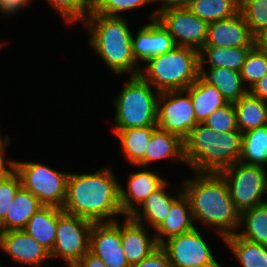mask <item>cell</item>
Returning a JSON list of instances; mask_svg holds the SVG:
<instances>
[{"instance_id":"1","label":"cell","mask_w":267,"mask_h":267,"mask_svg":"<svg viewBox=\"0 0 267 267\" xmlns=\"http://www.w3.org/2000/svg\"><path fill=\"white\" fill-rule=\"evenodd\" d=\"M112 170L107 166L93 173H69L63 212L93 223L113 222L119 214L126 217L120 205V183Z\"/></svg>"},{"instance_id":"2","label":"cell","mask_w":267,"mask_h":267,"mask_svg":"<svg viewBox=\"0 0 267 267\" xmlns=\"http://www.w3.org/2000/svg\"><path fill=\"white\" fill-rule=\"evenodd\" d=\"M193 179L180 184L188 198L193 221L215 227L218 235L225 237L238 232L241 213L233 203L228 185L220 173L194 172Z\"/></svg>"},{"instance_id":"3","label":"cell","mask_w":267,"mask_h":267,"mask_svg":"<svg viewBox=\"0 0 267 267\" xmlns=\"http://www.w3.org/2000/svg\"><path fill=\"white\" fill-rule=\"evenodd\" d=\"M88 32V44L116 75H139L140 67L132 51V32L125 16L112 17L89 13L82 22Z\"/></svg>"},{"instance_id":"4","label":"cell","mask_w":267,"mask_h":267,"mask_svg":"<svg viewBox=\"0 0 267 267\" xmlns=\"http://www.w3.org/2000/svg\"><path fill=\"white\" fill-rule=\"evenodd\" d=\"M186 165L194 172L220 173L239 161L242 133L216 132L198 123L183 140Z\"/></svg>"},{"instance_id":"5","label":"cell","mask_w":267,"mask_h":267,"mask_svg":"<svg viewBox=\"0 0 267 267\" xmlns=\"http://www.w3.org/2000/svg\"><path fill=\"white\" fill-rule=\"evenodd\" d=\"M146 63L139 75L159 93L186 90L199 77V51L190 47L175 46Z\"/></svg>"},{"instance_id":"6","label":"cell","mask_w":267,"mask_h":267,"mask_svg":"<svg viewBox=\"0 0 267 267\" xmlns=\"http://www.w3.org/2000/svg\"><path fill=\"white\" fill-rule=\"evenodd\" d=\"M113 100L115 107L113 130L157 126L160 93L140 75L130 76Z\"/></svg>"},{"instance_id":"7","label":"cell","mask_w":267,"mask_h":267,"mask_svg":"<svg viewBox=\"0 0 267 267\" xmlns=\"http://www.w3.org/2000/svg\"><path fill=\"white\" fill-rule=\"evenodd\" d=\"M14 167L20 177L21 186L44 206L63 207L69 172H59L47 165L30 161L15 160Z\"/></svg>"},{"instance_id":"8","label":"cell","mask_w":267,"mask_h":267,"mask_svg":"<svg viewBox=\"0 0 267 267\" xmlns=\"http://www.w3.org/2000/svg\"><path fill=\"white\" fill-rule=\"evenodd\" d=\"M220 174L225 179L230 197L240 213L264 204L266 167L248 165L238 161Z\"/></svg>"},{"instance_id":"9","label":"cell","mask_w":267,"mask_h":267,"mask_svg":"<svg viewBox=\"0 0 267 267\" xmlns=\"http://www.w3.org/2000/svg\"><path fill=\"white\" fill-rule=\"evenodd\" d=\"M92 227L93 222L64 212L58 218L50 259L60 257L69 267H73L90 250Z\"/></svg>"},{"instance_id":"10","label":"cell","mask_w":267,"mask_h":267,"mask_svg":"<svg viewBox=\"0 0 267 267\" xmlns=\"http://www.w3.org/2000/svg\"><path fill=\"white\" fill-rule=\"evenodd\" d=\"M197 124L192 99L186 90L160 93L157 110L159 129L184 140Z\"/></svg>"},{"instance_id":"11","label":"cell","mask_w":267,"mask_h":267,"mask_svg":"<svg viewBox=\"0 0 267 267\" xmlns=\"http://www.w3.org/2000/svg\"><path fill=\"white\" fill-rule=\"evenodd\" d=\"M202 236L195 227L164 241L160 247L166 252L171 267H222Z\"/></svg>"},{"instance_id":"12","label":"cell","mask_w":267,"mask_h":267,"mask_svg":"<svg viewBox=\"0 0 267 267\" xmlns=\"http://www.w3.org/2000/svg\"><path fill=\"white\" fill-rule=\"evenodd\" d=\"M156 19L170 33L176 46L200 51L205 45L209 24L193 14L189 8L167 9L159 13Z\"/></svg>"},{"instance_id":"13","label":"cell","mask_w":267,"mask_h":267,"mask_svg":"<svg viewBox=\"0 0 267 267\" xmlns=\"http://www.w3.org/2000/svg\"><path fill=\"white\" fill-rule=\"evenodd\" d=\"M90 251L108 267H130L122 249L121 223H93L90 233Z\"/></svg>"},{"instance_id":"14","label":"cell","mask_w":267,"mask_h":267,"mask_svg":"<svg viewBox=\"0 0 267 267\" xmlns=\"http://www.w3.org/2000/svg\"><path fill=\"white\" fill-rule=\"evenodd\" d=\"M0 251L17 264L42 267L50 260V252L24 230L6 231L0 241Z\"/></svg>"},{"instance_id":"15","label":"cell","mask_w":267,"mask_h":267,"mask_svg":"<svg viewBox=\"0 0 267 267\" xmlns=\"http://www.w3.org/2000/svg\"><path fill=\"white\" fill-rule=\"evenodd\" d=\"M258 42L241 13L238 12L228 19L210 23L204 46L232 48L255 46Z\"/></svg>"},{"instance_id":"16","label":"cell","mask_w":267,"mask_h":267,"mask_svg":"<svg viewBox=\"0 0 267 267\" xmlns=\"http://www.w3.org/2000/svg\"><path fill=\"white\" fill-rule=\"evenodd\" d=\"M132 51L136 63L147 62L153 56L171 51L176 44L170 33L157 20H150L132 35Z\"/></svg>"},{"instance_id":"17","label":"cell","mask_w":267,"mask_h":267,"mask_svg":"<svg viewBox=\"0 0 267 267\" xmlns=\"http://www.w3.org/2000/svg\"><path fill=\"white\" fill-rule=\"evenodd\" d=\"M133 172L127 179V189L120 184V205L125 216H130L142 202L167 180L145 167Z\"/></svg>"},{"instance_id":"18","label":"cell","mask_w":267,"mask_h":267,"mask_svg":"<svg viewBox=\"0 0 267 267\" xmlns=\"http://www.w3.org/2000/svg\"><path fill=\"white\" fill-rule=\"evenodd\" d=\"M121 225L122 249L129 265L150 256L160 245L156 237H150L149 228L126 216Z\"/></svg>"},{"instance_id":"19","label":"cell","mask_w":267,"mask_h":267,"mask_svg":"<svg viewBox=\"0 0 267 267\" xmlns=\"http://www.w3.org/2000/svg\"><path fill=\"white\" fill-rule=\"evenodd\" d=\"M166 181L159 189L151 193L129 217L134 221L148 226L156 230L165 220L172 203L183 193L182 187L177 189L176 196L166 193L169 186Z\"/></svg>"},{"instance_id":"20","label":"cell","mask_w":267,"mask_h":267,"mask_svg":"<svg viewBox=\"0 0 267 267\" xmlns=\"http://www.w3.org/2000/svg\"><path fill=\"white\" fill-rule=\"evenodd\" d=\"M194 221L188 198L182 193L171 205L167 217L154 231L159 245L171 237L193 230Z\"/></svg>"},{"instance_id":"21","label":"cell","mask_w":267,"mask_h":267,"mask_svg":"<svg viewBox=\"0 0 267 267\" xmlns=\"http://www.w3.org/2000/svg\"><path fill=\"white\" fill-rule=\"evenodd\" d=\"M174 158L186 165L183 140L175 134L159 129L153 131L144 159L137 165L149 168L153 161Z\"/></svg>"},{"instance_id":"22","label":"cell","mask_w":267,"mask_h":267,"mask_svg":"<svg viewBox=\"0 0 267 267\" xmlns=\"http://www.w3.org/2000/svg\"><path fill=\"white\" fill-rule=\"evenodd\" d=\"M205 68L200 66L199 76L208 84L218 88L227 102L234 103L249 92L243 85L240 72L226 67H207L208 70Z\"/></svg>"},{"instance_id":"23","label":"cell","mask_w":267,"mask_h":267,"mask_svg":"<svg viewBox=\"0 0 267 267\" xmlns=\"http://www.w3.org/2000/svg\"><path fill=\"white\" fill-rule=\"evenodd\" d=\"M63 213L62 208L44 206L29 219L23 230L51 252L55 243L58 218Z\"/></svg>"},{"instance_id":"24","label":"cell","mask_w":267,"mask_h":267,"mask_svg":"<svg viewBox=\"0 0 267 267\" xmlns=\"http://www.w3.org/2000/svg\"><path fill=\"white\" fill-rule=\"evenodd\" d=\"M186 91L192 99L197 123H204L211 113L228 103L218 88L208 84L200 76Z\"/></svg>"},{"instance_id":"25","label":"cell","mask_w":267,"mask_h":267,"mask_svg":"<svg viewBox=\"0 0 267 267\" xmlns=\"http://www.w3.org/2000/svg\"><path fill=\"white\" fill-rule=\"evenodd\" d=\"M44 205L22 186L16 192L3 219L6 231L23 230L29 219Z\"/></svg>"},{"instance_id":"26","label":"cell","mask_w":267,"mask_h":267,"mask_svg":"<svg viewBox=\"0 0 267 267\" xmlns=\"http://www.w3.org/2000/svg\"><path fill=\"white\" fill-rule=\"evenodd\" d=\"M157 126L128 128L125 130H113L130 164L138 165L145 157L153 131Z\"/></svg>"},{"instance_id":"27","label":"cell","mask_w":267,"mask_h":267,"mask_svg":"<svg viewBox=\"0 0 267 267\" xmlns=\"http://www.w3.org/2000/svg\"><path fill=\"white\" fill-rule=\"evenodd\" d=\"M254 46L223 48L215 46H203L199 51L200 66L226 67L240 72L246 56Z\"/></svg>"},{"instance_id":"28","label":"cell","mask_w":267,"mask_h":267,"mask_svg":"<svg viewBox=\"0 0 267 267\" xmlns=\"http://www.w3.org/2000/svg\"><path fill=\"white\" fill-rule=\"evenodd\" d=\"M233 105L236 111L237 129L241 133L266 125V101L248 92L238 101L234 102Z\"/></svg>"},{"instance_id":"29","label":"cell","mask_w":267,"mask_h":267,"mask_svg":"<svg viewBox=\"0 0 267 267\" xmlns=\"http://www.w3.org/2000/svg\"><path fill=\"white\" fill-rule=\"evenodd\" d=\"M223 241L242 267H267V245L248 241L237 233L225 237Z\"/></svg>"},{"instance_id":"30","label":"cell","mask_w":267,"mask_h":267,"mask_svg":"<svg viewBox=\"0 0 267 267\" xmlns=\"http://www.w3.org/2000/svg\"><path fill=\"white\" fill-rule=\"evenodd\" d=\"M239 161L248 165L267 166L266 125L242 133V146Z\"/></svg>"},{"instance_id":"31","label":"cell","mask_w":267,"mask_h":267,"mask_svg":"<svg viewBox=\"0 0 267 267\" xmlns=\"http://www.w3.org/2000/svg\"><path fill=\"white\" fill-rule=\"evenodd\" d=\"M244 227H243V226ZM245 228L244 231L240 230ZM237 234L254 243L267 245V204L254 206L245 210L240 216V227Z\"/></svg>"},{"instance_id":"32","label":"cell","mask_w":267,"mask_h":267,"mask_svg":"<svg viewBox=\"0 0 267 267\" xmlns=\"http://www.w3.org/2000/svg\"><path fill=\"white\" fill-rule=\"evenodd\" d=\"M187 8L210 24L237 14L239 3L236 0H190Z\"/></svg>"},{"instance_id":"33","label":"cell","mask_w":267,"mask_h":267,"mask_svg":"<svg viewBox=\"0 0 267 267\" xmlns=\"http://www.w3.org/2000/svg\"><path fill=\"white\" fill-rule=\"evenodd\" d=\"M239 12L260 41L267 34V0H243L239 3Z\"/></svg>"},{"instance_id":"34","label":"cell","mask_w":267,"mask_h":267,"mask_svg":"<svg viewBox=\"0 0 267 267\" xmlns=\"http://www.w3.org/2000/svg\"><path fill=\"white\" fill-rule=\"evenodd\" d=\"M240 74L248 89L267 74V49L260 42L247 54Z\"/></svg>"},{"instance_id":"35","label":"cell","mask_w":267,"mask_h":267,"mask_svg":"<svg viewBox=\"0 0 267 267\" xmlns=\"http://www.w3.org/2000/svg\"><path fill=\"white\" fill-rule=\"evenodd\" d=\"M46 2L69 25L83 22L90 13V0H46Z\"/></svg>"},{"instance_id":"36","label":"cell","mask_w":267,"mask_h":267,"mask_svg":"<svg viewBox=\"0 0 267 267\" xmlns=\"http://www.w3.org/2000/svg\"><path fill=\"white\" fill-rule=\"evenodd\" d=\"M152 3L151 0H90V13L122 17L129 11Z\"/></svg>"},{"instance_id":"37","label":"cell","mask_w":267,"mask_h":267,"mask_svg":"<svg viewBox=\"0 0 267 267\" xmlns=\"http://www.w3.org/2000/svg\"><path fill=\"white\" fill-rule=\"evenodd\" d=\"M216 132L239 131L236 124V111L232 102L211 113L203 123Z\"/></svg>"},{"instance_id":"38","label":"cell","mask_w":267,"mask_h":267,"mask_svg":"<svg viewBox=\"0 0 267 267\" xmlns=\"http://www.w3.org/2000/svg\"><path fill=\"white\" fill-rule=\"evenodd\" d=\"M21 187V180L14 170L10 175L0 181V217L5 218L11 201Z\"/></svg>"},{"instance_id":"39","label":"cell","mask_w":267,"mask_h":267,"mask_svg":"<svg viewBox=\"0 0 267 267\" xmlns=\"http://www.w3.org/2000/svg\"><path fill=\"white\" fill-rule=\"evenodd\" d=\"M130 267H171V265L166 252L159 247L150 256L130 265Z\"/></svg>"},{"instance_id":"40","label":"cell","mask_w":267,"mask_h":267,"mask_svg":"<svg viewBox=\"0 0 267 267\" xmlns=\"http://www.w3.org/2000/svg\"><path fill=\"white\" fill-rule=\"evenodd\" d=\"M32 0H0V14L3 16H13L19 11H22V8L28 7Z\"/></svg>"},{"instance_id":"41","label":"cell","mask_w":267,"mask_h":267,"mask_svg":"<svg viewBox=\"0 0 267 267\" xmlns=\"http://www.w3.org/2000/svg\"><path fill=\"white\" fill-rule=\"evenodd\" d=\"M189 1L190 0H151L152 3L160 2L162 6L160 5V8L158 7L153 12L149 20L156 19L157 15L164 10L172 9V8L187 7L189 4Z\"/></svg>"},{"instance_id":"42","label":"cell","mask_w":267,"mask_h":267,"mask_svg":"<svg viewBox=\"0 0 267 267\" xmlns=\"http://www.w3.org/2000/svg\"><path fill=\"white\" fill-rule=\"evenodd\" d=\"M73 267H108L98 256L90 250Z\"/></svg>"},{"instance_id":"43","label":"cell","mask_w":267,"mask_h":267,"mask_svg":"<svg viewBox=\"0 0 267 267\" xmlns=\"http://www.w3.org/2000/svg\"><path fill=\"white\" fill-rule=\"evenodd\" d=\"M249 93L267 101V74L249 88Z\"/></svg>"},{"instance_id":"44","label":"cell","mask_w":267,"mask_h":267,"mask_svg":"<svg viewBox=\"0 0 267 267\" xmlns=\"http://www.w3.org/2000/svg\"><path fill=\"white\" fill-rule=\"evenodd\" d=\"M3 156L4 155H0V181L6 178L15 170V160L6 159Z\"/></svg>"},{"instance_id":"45","label":"cell","mask_w":267,"mask_h":267,"mask_svg":"<svg viewBox=\"0 0 267 267\" xmlns=\"http://www.w3.org/2000/svg\"><path fill=\"white\" fill-rule=\"evenodd\" d=\"M5 139H2V134L0 133V155H5L6 153V146H9L11 137L9 135L4 136Z\"/></svg>"},{"instance_id":"46","label":"cell","mask_w":267,"mask_h":267,"mask_svg":"<svg viewBox=\"0 0 267 267\" xmlns=\"http://www.w3.org/2000/svg\"><path fill=\"white\" fill-rule=\"evenodd\" d=\"M6 230L3 224V219L0 217V241L2 239V236L5 234Z\"/></svg>"},{"instance_id":"47","label":"cell","mask_w":267,"mask_h":267,"mask_svg":"<svg viewBox=\"0 0 267 267\" xmlns=\"http://www.w3.org/2000/svg\"><path fill=\"white\" fill-rule=\"evenodd\" d=\"M259 42L267 49V34Z\"/></svg>"},{"instance_id":"48","label":"cell","mask_w":267,"mask_h":267,"mask_svg":"<svg viewBox=\"0 0 267 267\" xmlns=\"http://www.w3.org/2000/svg\"><path fill=\"white\" fill-rule=\"evenodd\" d=\"M265 193L267 194V178H266V187H265ZM264 203L267 204V200L264 199Z\"/></svg>"},{"instance_id":"49","label":"cell","mask_w":267,"mask_h":267,"mask_svg":"<svg viewBox=\"0 0 267 267\" xmlns=\"http://www.w3.org/2000/svg\"><path fill=\"white\" fill-rule=\"evenodd\" d=\"M4 44H5V43L0 42V49H1L2 46H4Z\"/></svg>"}]
</instances>
